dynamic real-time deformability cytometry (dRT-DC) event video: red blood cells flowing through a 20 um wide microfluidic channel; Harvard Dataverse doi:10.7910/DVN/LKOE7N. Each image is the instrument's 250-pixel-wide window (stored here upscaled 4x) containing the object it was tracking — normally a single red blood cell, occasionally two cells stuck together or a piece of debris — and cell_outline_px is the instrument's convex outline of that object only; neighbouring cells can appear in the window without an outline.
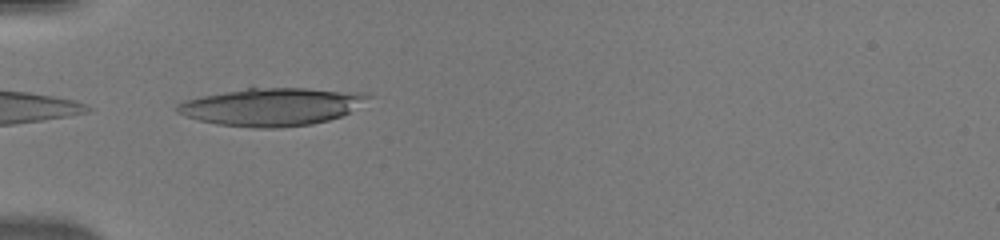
{"species": "human", "species_latin": "Homo sapiens", "temperature_condition": "warm", "stored_images_in_passage": 34, "camera_frame_rate_fps": 3000, "um_per_image_px": 0.085, "donor": {"sex": "male"}, "frame": {"image": 1, "passage_image": 1, "time_ms": 0.0, "image_size_px": [1000, 240], "cell_outline_px": [[372, 96], [348, 112], [340, 116], [328, 120], [312, 124], [276, 128], [252, 128], [216, 124], [184, 116], [176, 112], [172, 108], [176, 104], [184, 100], [200, 96], [252, 84], [368, 92]], "centroid_in_image_um": [23.01, 9.01], "position_along_channel_um": 62.0, "area_um2": 43.64}}
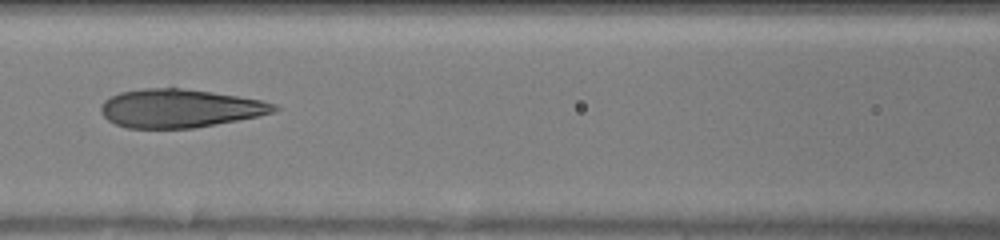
{"frame": {"image": 2, "passage_image": 8, "time_ms": 2.333, "image_size_px": [1000, 240], "cell_outline_px": [[280, 108], [272, 112], [256, 116], [216, 124], [192, 128], [128, 128], [116, 124], [108, 120], [100, 112], [100, 104], [104, 100], [120, 92], [144, 88], [180, 88], [212, 92], [260, 100], [276, 104]], "centroid_in_image_um": [15.23, 9.2], "position_along_channel_um": 151.4, "area_um2": 38.44}}
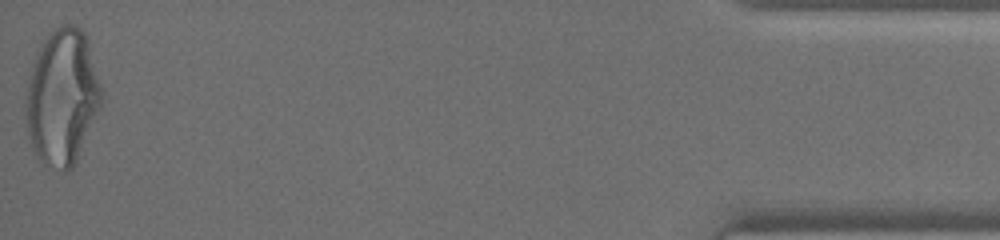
{"frame": {"image": 3, "passage_image": 34, "time_ms": 11.0, "image_size_px": [1000, 240], "cell_outline_px": [[104, 96], [100, 108], [76, 164], [72, 168], [64, 168], [44, 164], [36, 156], [32, 148], [28, 132], [24, 112], [24, 104], [32, 64], [36, 52], [44, 36], [48, 32], [60, 24], [76, 24], [84, 32], [88, 40], [104, 92]], "centroid_in_image_um": [5.3, 8.19], "position_along_channel_um": 429.9, "area_um2": 60.69}}